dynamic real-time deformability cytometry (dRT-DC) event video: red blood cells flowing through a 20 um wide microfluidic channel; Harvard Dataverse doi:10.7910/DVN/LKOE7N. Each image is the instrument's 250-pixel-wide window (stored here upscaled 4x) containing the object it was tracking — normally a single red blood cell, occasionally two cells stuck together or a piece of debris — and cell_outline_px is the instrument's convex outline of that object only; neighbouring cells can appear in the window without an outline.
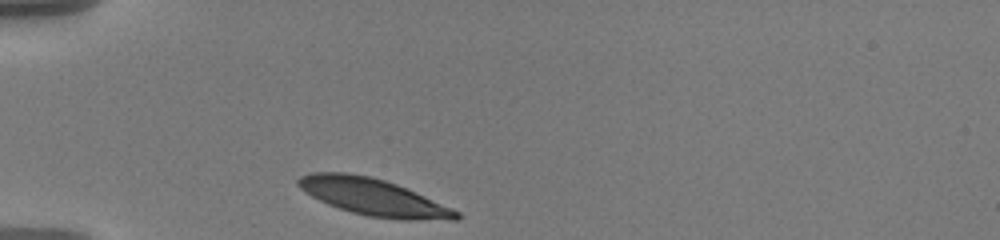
{"species": "human", "species_latin": "Homo sapiens", "temperature_condition": "warm", "stored_images_in_passage": 33, "camera_frame_rate_fps": 3000, "um_per_image_px": 0.085, "donor": {"sex": "male"}, "frame": {"image": 1, "passage_image": 1, "time_ms": 0.0, "image_size_px": [1000, 240], "cell_outline_px": [[460, 220], [400, 220], [368, 216], [352, 212], [328, 204], [304, 192], [296, 184], [296, 180], [300, 176], [308, 172], [348, 172], [368, 176], [384, 180], [396, 184], [416, 192], [452, 208], [460, 212]], "centroid_in_image_um": [31.73, 16.75], "position_along_channel_um": 53.3, "area_um2": 34.04}}
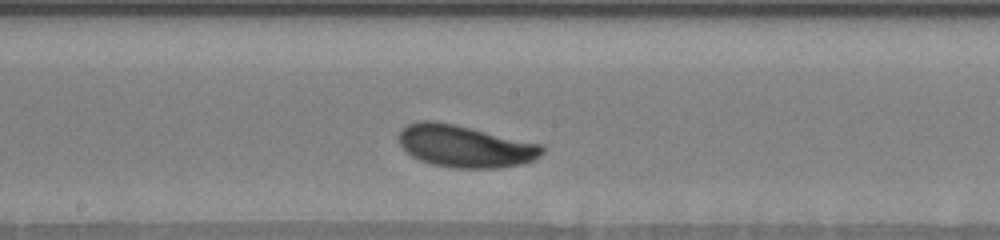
{"frame": {"image": 2, "passage_image": 16, "time_ms": 5.0, "image_size_px": [1000, 240], "cell_outline_px": [[544, 152], [540, 156], [524, 164], [496, 168], [456, 168], [432, 164], [420, 160], [412, 156], [400, 144], [400, 132], [408, 124], [420, 120], [436, 120], [456, 124], [540, 144], [544, 148]], "centroid_in_image_um": [39.54, 12.42], "position_along_channel_um": 208.7, "area_um2": 35.03}}
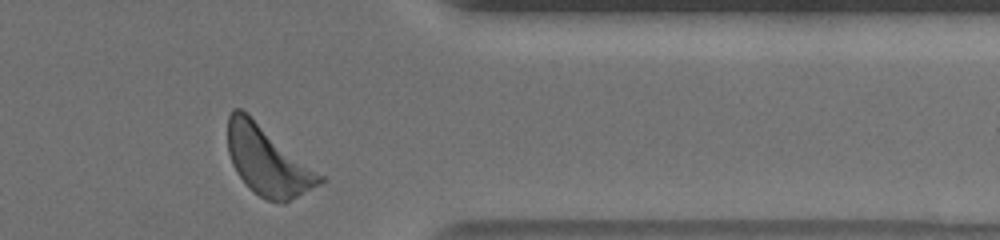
{"frame": {"image": 3, "passage_image": 32, "time_ms": 10.333, "image_size_px": [1000, 240], "cell_outline_px": [[328, 180], [324, 184], [284, 204], [268, 200], [260, 196], [236, 172], [232, 164], [228, 152], [228, 116], [232, 108], [240, 108], [248, 112], [324, 176]], "centroid_in_image_um": [22.8, 13.66], "position_along_channel_um": 388.6, "area_um2": 37.4}, "authors_computed_cell_mechanics": {"area_um2": 34.68, "velocity_mm_per_s": 3.5075, "shape_relaxation_time_tau1_ms": 2.2247, "shape_relaxation_time_tau2_ms": null, "deformation_change_tau1": 0.131, "deformation_change_tau2": null}}